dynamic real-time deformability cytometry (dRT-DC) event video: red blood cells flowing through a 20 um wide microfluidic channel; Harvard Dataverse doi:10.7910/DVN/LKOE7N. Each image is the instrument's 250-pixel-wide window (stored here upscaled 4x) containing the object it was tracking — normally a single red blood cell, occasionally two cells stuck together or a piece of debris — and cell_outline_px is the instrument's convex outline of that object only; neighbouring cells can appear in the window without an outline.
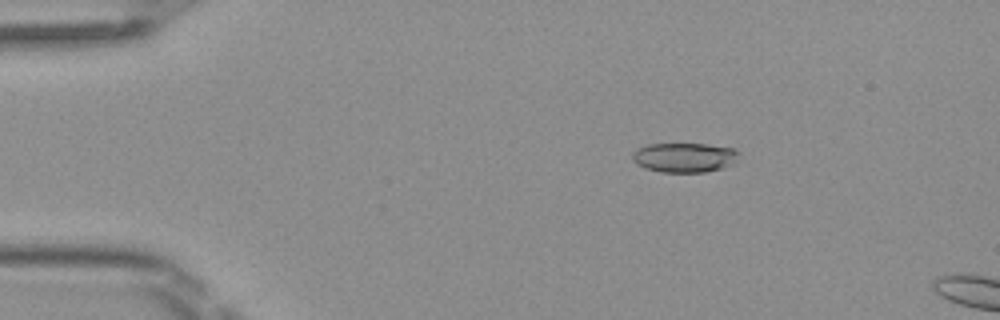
{"species": "Egyptian fruit bat (a non-hibernating species)", "species_latin": "Rousettus aegyptiacus", "temperature_condition": "room temperature", "stored_images_in_passage": 13, "camera_frame_rate_fps": 3000, "um_per_image_px": 0.085, "frame": {"image": 1, "passage_image": 9, "time_ms": 2.667, "image_size_px": [1000, 320], "cell_outline_px": [[740, 152], [736, 160], [732, 164], [720, 168], [704, 172], [660, 172], [644, 168], [636, 164], [632, 160], [632, 152], [636, 148], [648, 144], [708, 144], [732, 148]], "centroid_in_image_um": [58.13, 13.38], "position_along_channel_um": 26.9, "area_um2": 18.44}}